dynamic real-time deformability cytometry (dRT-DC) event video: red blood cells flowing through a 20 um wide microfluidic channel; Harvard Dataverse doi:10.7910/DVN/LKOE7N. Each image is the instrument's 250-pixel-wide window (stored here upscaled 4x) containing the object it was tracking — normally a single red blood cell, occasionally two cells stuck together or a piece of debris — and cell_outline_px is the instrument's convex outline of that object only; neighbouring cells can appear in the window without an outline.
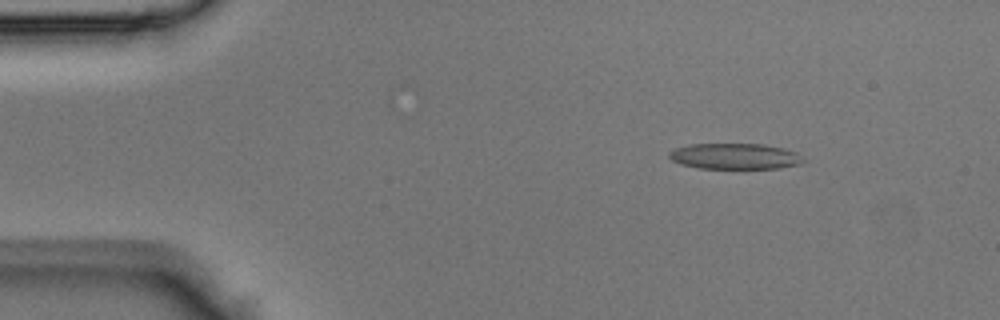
{"species": "Egyptian fruit bat (a non-hibernating species)", "species_latin": "Rousettus aegyptiacus", "temperature_condition": "room temperature", "stored_images_in_passage": 48, "camera_frame_rate_fps": 3000, "um_per_image_px": 0.085, "animal": {"sex": "male"}, "frame": {"image": 1, "passage_image": 7, "time_ms": 2.0, "image_size_px": [1000, 320], "cell_outline_px": [[808, 160], [800, 164], [780, 168], [700, 168], [680, 164], [672, 160], [668, 156], [668, 152], [676, 148], [688, 144], [764, 144], [784, 148], [796, 152]], "centroid_in_image_um": [62.5, 13.28], "position_along_channel_um": 22.5, "area_um2": 20.35}}
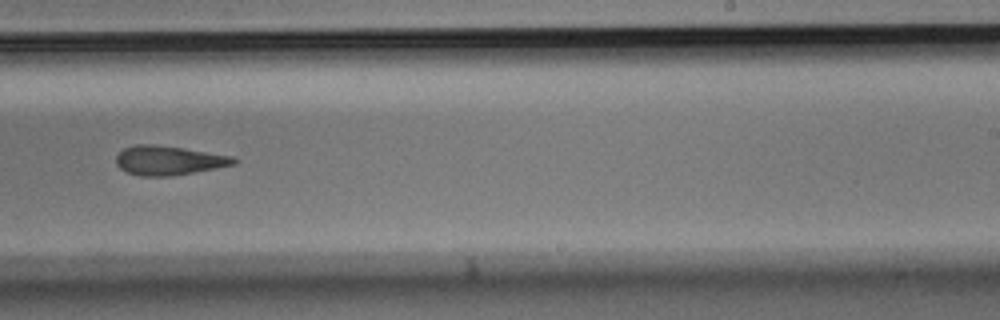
{"frame": {"image": 2, "passage_image": 30, "time_ms": 9.667, "image_size_px": [1000, 320], "cell_outline_px": [[240, 160], [236, 164], [216, 168], [168, 176], [140, 176], [128, 172], [120, 168], [116, 164], [116, 156], [124, 148], [136, 144], [156, 144], [184, 148], [232, 156]], "centroid_in_image_um": [14.34, 13.62], "position_along_channel_um": 274.7, "area_um2": 20.0}}
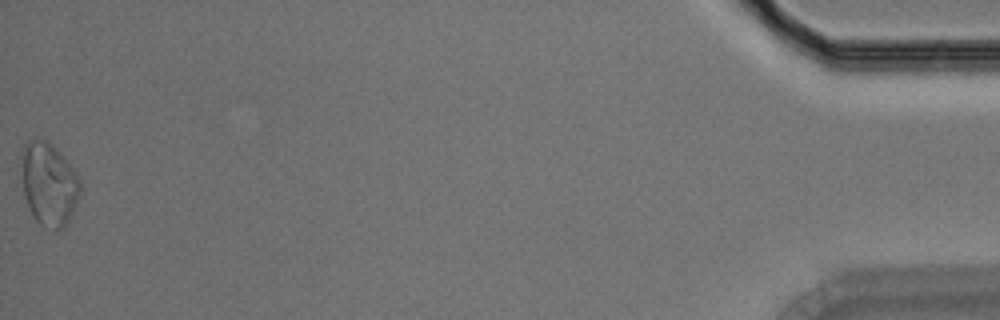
{"frame": {"image": 3, "passage_image": 48, "time_ms": 15.667, "image_size_px": [1000, 320], "cell_outline_px": [[80, 192], [76, 204], [68, 220], [60, 228], [44, 228], [36, 220], [28, 208], [24, 196], [20, 156], [24, 144], [28, 140], [48, 140], [60, 152], [72, 168], [80, 180]], "centroid_in_image_um": [4.12, 15.61], "position_along_channel_um": 431.1, "area_um2": 28.26}}